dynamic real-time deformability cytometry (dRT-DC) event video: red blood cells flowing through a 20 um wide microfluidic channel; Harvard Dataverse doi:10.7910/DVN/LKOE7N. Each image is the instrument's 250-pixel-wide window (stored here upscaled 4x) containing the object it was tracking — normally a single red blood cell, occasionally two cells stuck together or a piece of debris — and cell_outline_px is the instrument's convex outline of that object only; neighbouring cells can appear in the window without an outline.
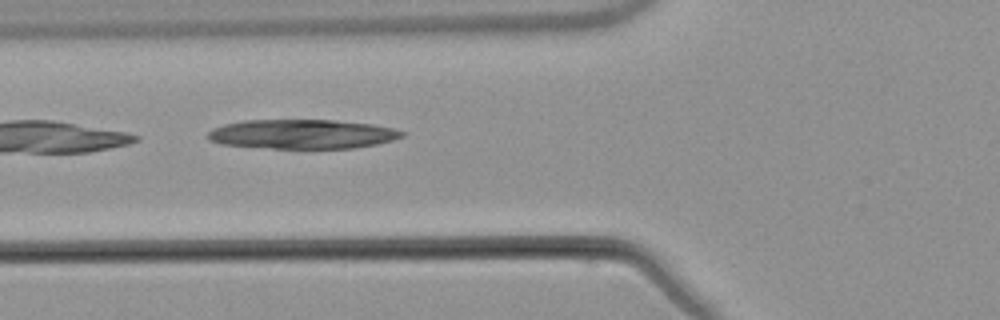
{"species": "common noctule bat (a hibernating species)", "species_latin": "Nyctalus noctula", "temperature_condition": "warm", "stored_images_in_passage": 5, "camera_frame_rate_fps": 3000, "um_per_image_px": 0.085, "animal": {"sex": "male", "body_mass_g": 21.5, "forearm_length_mm": 52.0}, "frame": {"image": 1, "passage_image": 5, "time_ms": 5.0, "image_size_px": [1000, 320], "cell_outline_px": [[404, 136], [392, 140], [376, 144], [356, 148], [272, 148], [220, 144], [208, 140], [208, 132], [212, 128], [224, 124], [244, 120], [332, 120], [372, 124], [392, 128], [404, 132]], "centroid_in_image_um": [25.66, 11.4], "position_along_channel_um": 100.1, "area_um2": 33.12}}